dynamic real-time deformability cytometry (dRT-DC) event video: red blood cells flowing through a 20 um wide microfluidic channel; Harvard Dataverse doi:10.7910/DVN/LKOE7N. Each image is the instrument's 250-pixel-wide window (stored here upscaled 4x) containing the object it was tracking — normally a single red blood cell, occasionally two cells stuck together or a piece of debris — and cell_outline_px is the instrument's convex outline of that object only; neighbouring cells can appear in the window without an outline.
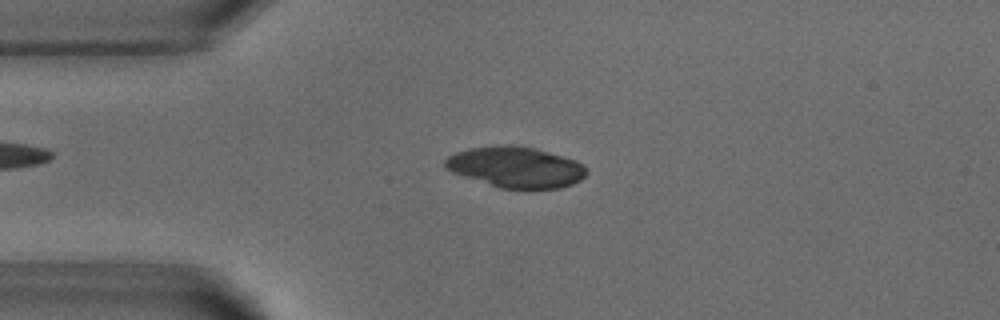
{"species": "common noctule bat (a hibernating species)", "species_latin": "Nyctalus noctula", "temperature_condition": "warm", "stored_images_in_passage": 51, "camera_frame_rate_fps": 3000, "um_per_image_px": 0.085, "animal": {"sex": "male", "body_mass_g": 18.8}, "frame": {"image": 1, "passage_image": 11, "time_ms": 3.333, "image_size_px": [1000, 320], "cell_outline_px": [[588, 172], [580, 180], [572, 184], [560, 188], [500, 188], [452, 172], [444, 168], [444, 160], [448, 156], [456, 152], [468, 148], [496, 144], [516, 144], [536, 148], [576, 160], [584, 164], [588, 168]], "centroid_in_image_um": [43.84, 14.18], "position_along_channel_um": 41.2, "area_um2": 33.99}}